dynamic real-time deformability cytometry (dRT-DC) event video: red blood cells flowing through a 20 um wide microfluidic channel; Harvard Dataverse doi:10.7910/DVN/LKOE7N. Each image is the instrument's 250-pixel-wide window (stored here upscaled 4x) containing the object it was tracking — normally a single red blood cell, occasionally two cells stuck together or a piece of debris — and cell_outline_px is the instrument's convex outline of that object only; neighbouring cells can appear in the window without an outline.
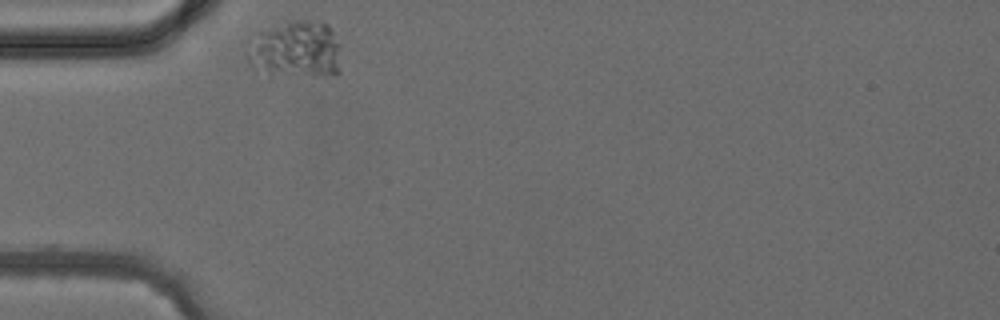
{"species": "common noctule bat (a hibernating species)", "species_latin": "Nyctalus noctula", "temperature_condition": "cold", "stored_images_in_passage": 1, "camera_frame_rate_fps": 3000, "um_per_image_px": 0.085, "animal": {"sex": "female", "body_mass_g": 24.6, "forearm_length_mm": 56.2}, "frame": {"image": 1, "passage_image": 1, "time_ms": 0.0, "image_size_px": [1000, 320], "cell_outline_px": [[340, 72], [336, 76], [312, 76], [268, 72], [252, 68], [244, 52], [244, 44], [248, 40], [260, 32], [288, 20], [308, 20], [328, 24], [332, 28], [340, 44]], "centroid_in_image_um": [25.14, 4.2], "position_along_channel_um": 59.9, "area_um2": 31.91}}